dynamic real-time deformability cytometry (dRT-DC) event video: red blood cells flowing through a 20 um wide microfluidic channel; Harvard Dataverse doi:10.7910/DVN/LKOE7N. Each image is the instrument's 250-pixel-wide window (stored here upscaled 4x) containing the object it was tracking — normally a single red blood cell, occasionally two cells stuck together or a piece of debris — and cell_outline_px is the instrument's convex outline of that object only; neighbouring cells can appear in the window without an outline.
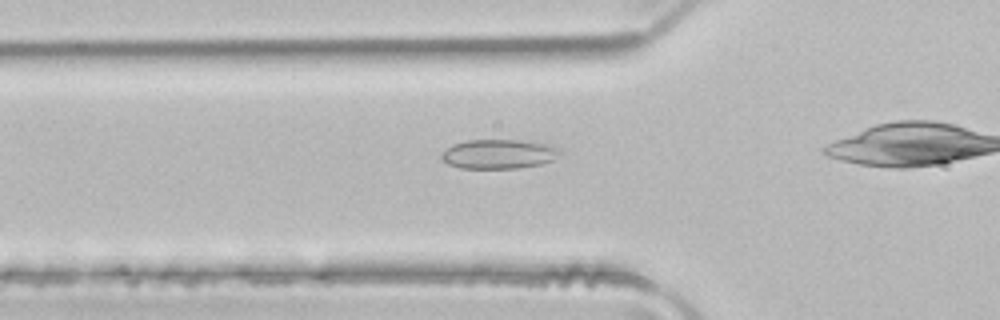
{"species": "common noctule bat (a hibernating species)", "species_latin": "Nyctalus noctula", "temperature_condition": "room temperature", "stored_images_in_passage": 7, "camera_frame_rate_fps": 3000, "um_per_image_px": 0.085, "animal": {"sex": "male", "body_mass_g": 21.5, "forearm_length_mm": 52.0}, "frame": {"image": 1, "passage_image": 4, "time_ms": 1.0, "image_size_px": [1000, 320], "cell_outline_px": [[564, 152], [552, 160], [540, 164], [516, 168], [460, 168], [448, 164], [440, 160], [440, 152], [452, 144], [468, 140], [516, 140], [544, 144], [560, 148]], "centroid_in_image_um": [42.34, 13.09], "position_along_channel_um": 83.5, "area_um2": 20.35}}